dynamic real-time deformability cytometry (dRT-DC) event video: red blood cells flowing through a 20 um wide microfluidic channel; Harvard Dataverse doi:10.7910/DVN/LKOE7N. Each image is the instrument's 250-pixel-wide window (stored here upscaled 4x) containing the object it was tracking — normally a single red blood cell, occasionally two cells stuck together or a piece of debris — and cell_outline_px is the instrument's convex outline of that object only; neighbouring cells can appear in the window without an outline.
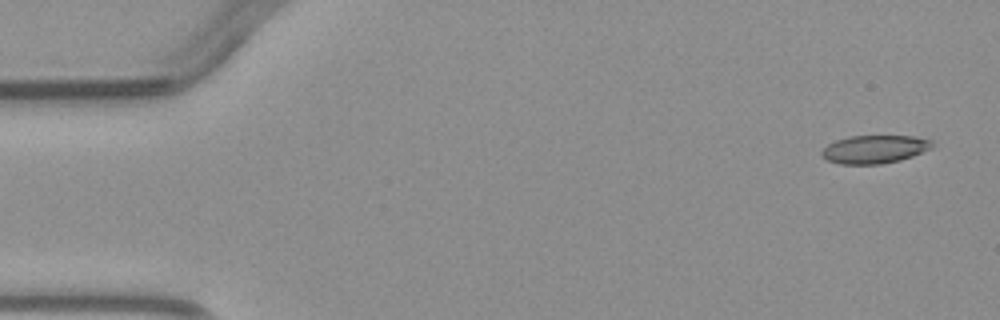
{"species": "common noctule bat (a hibernating species)", "species_latin": "Nyctalus noctula", "temperature_condition": "warm", "stored_images_in_passage": 4, "camera_frame_rate_fps": 3000, "um_per_image_px": 0.085, "animal": {"sex": "male", "body_mass_g": 23.1, "forearm_length_mm": 52.7}, "frame": {"image": 1, "passage_image": 1, "time_ms": 0.0, "image_size_px": [1000, 320], "cell_outline_px": [[936, 144], [932, 148], [912, 156], [900, 160], [880, 164], [840, 164], [828, 160], [820, 156], [820, 152], [828, 144], [836, 140], [852, 136], [912, 136], [932, 140]], "centroid_in_image_um": [74.34, 12.69], "position_along_channel_um": 10.7, "area_um2": 18.15}}
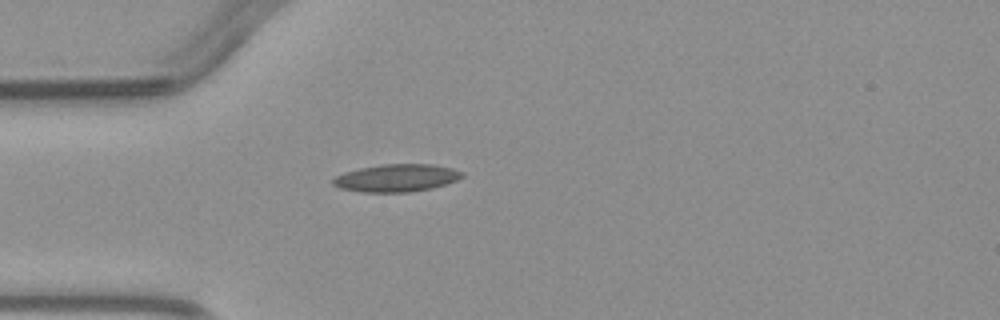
{"frame": {"image": 2, "passage_image": 4, "time_ms": 3.667, "image_size_px": [1000, 320], "cell_outline_px": [[464, 176], [456, 180], [432, 188], [408, 192], [364, 192], [340, 188], [332, 184], [332, 180], [336, 176], [344, 172], [360, 168], [384, 164], [432, 164], [452, 168], [464, 172]], "centroid_in_image_um": [33.71, 15.12], "position_along_channel_um": 51.3, "area_um2": 20.63}}